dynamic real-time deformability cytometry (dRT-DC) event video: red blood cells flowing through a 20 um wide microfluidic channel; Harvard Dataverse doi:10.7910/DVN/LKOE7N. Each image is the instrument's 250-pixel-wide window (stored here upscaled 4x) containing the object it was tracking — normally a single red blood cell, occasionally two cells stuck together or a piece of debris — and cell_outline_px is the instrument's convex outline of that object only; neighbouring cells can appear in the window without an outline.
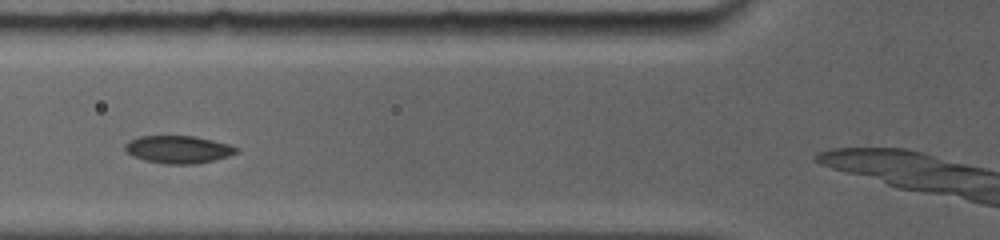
{"species": "common noctule bat (a hibernating species)", "species_latin": "Nyctalus noctula", "temperature_condition": "room temperature", "stored_images_in_passage": 11, "segment_of_instrument_passage": [1, 2], "camera_frame_rate_fps": 5000, "um_per_image_px": 0.085, "animal": {"sex": "female", "body_mass_g": 19.0, "forearm_length_mm": 56.7}, "frame": {"image": 1, "passage_image": 7, "time_ms": 3.0, "image_size_px": [1000, 240], "cell_outline_px": [[240, 148], [236, 152], [228, 156], [196, 164], [164, 164], [144, 160], [132, 156], [124, 148], [124, 144], [128, 140], [140, 136], [196, 136], [228, 144]], "centroid_in_image_um": [15.12, 12.7], "position_along_channel_um": 110.7, "area_um2": 17.92}}
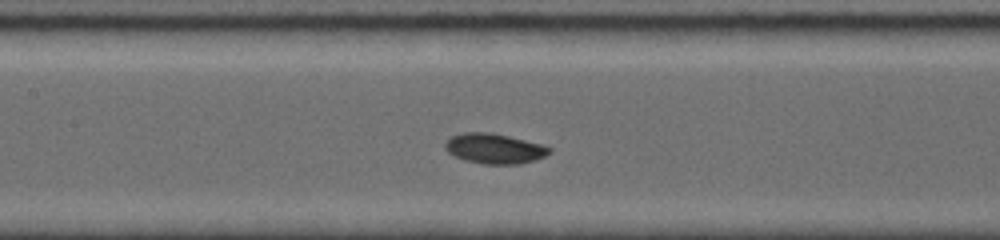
{"frame": {"image": 2, "passage_image": 10, "time_ms": 4.4, "image_size_px": [1000, 240], "cell_outline_px": [[552, 152], [536, 160], [520, 164], [484, 164], [464, 160], [448, 152], [444, 148], [444, 144], [452, 136], [464, 132], [492, 132], [544, 144], [552, 148]], "centroid_in_image_um": [42.07, 12.62], "position_along_channel_um": 165.3, "area_um2": 18.5}}